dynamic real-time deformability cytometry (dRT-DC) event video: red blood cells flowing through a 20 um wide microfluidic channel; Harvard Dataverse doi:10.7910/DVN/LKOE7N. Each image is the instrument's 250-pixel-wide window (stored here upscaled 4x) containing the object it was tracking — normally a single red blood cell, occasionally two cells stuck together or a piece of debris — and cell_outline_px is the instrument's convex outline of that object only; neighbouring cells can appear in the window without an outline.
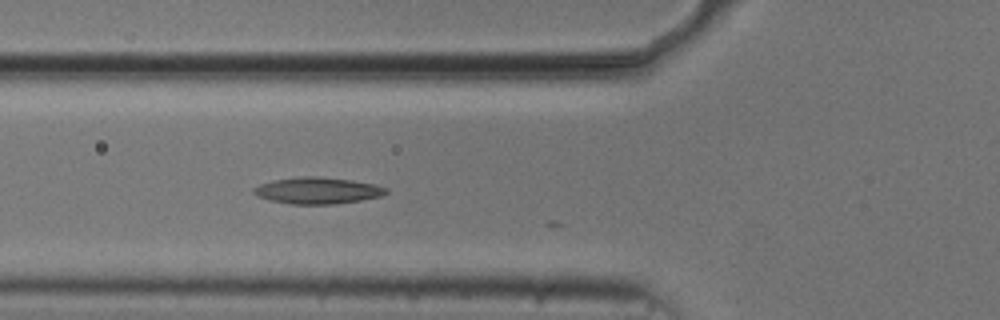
{"species": "common noctule bat (a hibernating species)", "species_latin": "Nyctalus noctula", "temperature_condition": "cold", "stored_images_in_passage": 16, "camera_frame_rate_fps": 3000, "um_per_image_px": 0.085, "animal": {"sex": "male", "body_mass_g": 20.5, "forearm_length_mm": 52.5}, "frame": {"image": 1, "passage_image": 4, "time_ms": 1.0, "image_size_px": [1000, 320], "cell_outline_px": [[388, 192], [380, 196], [360, 200], [336, 204], [292, 204], [268, 200], [252, 192], [252, 188], [260, 184], [272, 180], [304, 176], [316, 176], [352, 180], [376, 184], [388, 188]], "centroid_in_image_um": [26.99, 16.19], "position_along_channel_um": 98.8, "area_um2": 20.46}}
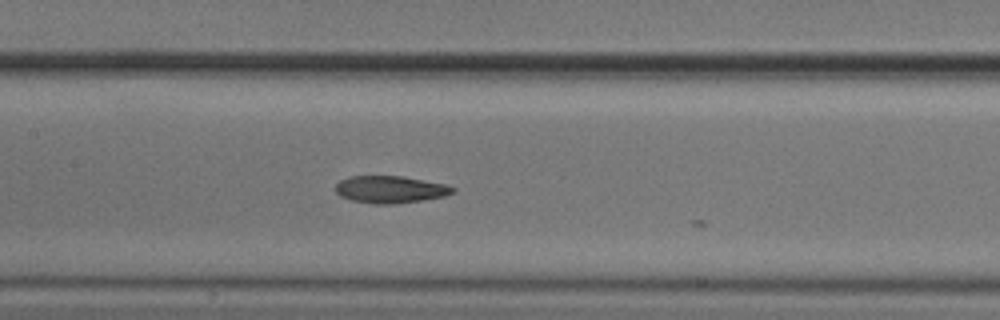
{"frame": {"image": 2, "passage_image": 10, "time_ms": 3.0, "image_size_px": [1000, 320], "cell_outline_px": [[456, 192], [444, 196], [424, 200], [392, 204], [376, 204], [352, 200], [340, 196], [336, 192], [336, 184], [340, 180], [348, 176], [404, 176], [448, 184], [456, 188]], "centroid_in_image_um": [33.22, 16.09], "position_along_channel_um": 174.2, "area_um2": 18.79}}
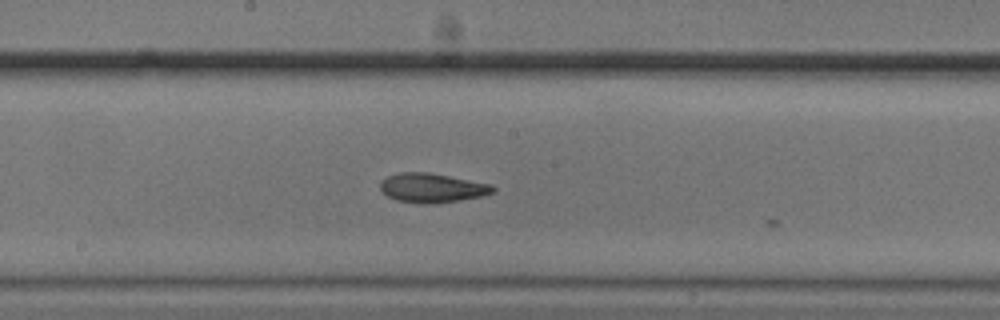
{"frame": {"image": 3, "passage_image": 13, "time_ms": 4.0, "image_size_px": [1000, 320], "cell_outline_px": [[496, 188], [492, 192], [480, 196], [460, 200], [432, 204], [424, 204], [396, 200], [380, 192], [380, 184], [388, 176], [400, 172], [428, 172], [492, 184]], "centroid_in_image_um": [36.71, 15.97], "position_along_channel_um": 211.5, "area_um2": 19.13}}